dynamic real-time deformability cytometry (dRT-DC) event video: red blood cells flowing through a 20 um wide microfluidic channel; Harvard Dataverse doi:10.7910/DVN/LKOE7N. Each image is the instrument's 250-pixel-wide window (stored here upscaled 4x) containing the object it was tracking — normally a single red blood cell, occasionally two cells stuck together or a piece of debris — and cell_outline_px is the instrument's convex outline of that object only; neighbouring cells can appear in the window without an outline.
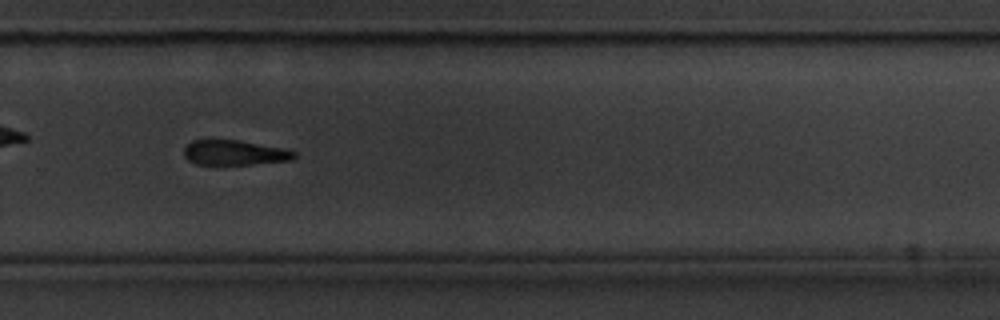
{"species": "common noctule bat (a hibernating species)", "species_latin": "Nyctalus noctula", "temperature_condition": "cold", "stored_images_in_passage": 46, "camera_frame_rate_fps": 3000, "um_per_image_px": 0.085, "animal": {"sex": "male", "body_mass_g": 20.1, "forearm_length_mm": 53.5}, "frame": {"image": 1, "passage_image": 33, "time_ms": 10.667, "image_size_px": [1000, 320], "cell_outline_px": [[296, 156], [288, 160], [248, 164], [196, 164], [188, 160], [184, 156], [184, 148], [192, 140], [236, 140], [280, 148], [296, 152]], "centroid_in_image_um": [19.86, 12.97], "position_along_channel_um": 309.9, "area_um2": 15.55}}